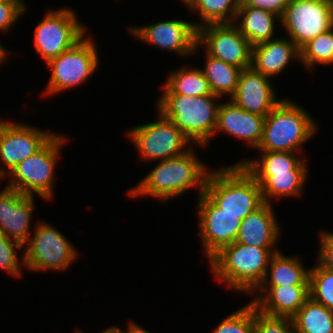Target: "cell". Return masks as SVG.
Segmentation results:
<instances>
[{
	"label": "cell",
	"mask_w": 333,
	"mask_h": 333,
	"mask_svg": "<svg viewBox=\"0 0 333 333\" xmlns=\"http://www.w3.org/2000/svg\"><path fill=\"white\" fill-rule=\"evenodd\" d=\"M310 113L289 98H282L265 117L259 151H302L318 130Z\"/></svg>",
	"instance_id": "5b68a950"
},
{
	"label": "cell",
	"mask_w": 333,
	"mask_h": 333,
	"mask_svg": "<svg viewBox=\"0 0 333 333\" xmlns=\"http://www.w3.org/2000/svg\"><path fill=\"white\" fill-rule=\"evenodd\" d=\"M86 29L85 25L77 19L75 10L51 9L36 25L34 48L47 63L80 41L85 36Z\"/></svg>",
	"instance_id": "30bf717a"
},
{
	"label": "cell",
	"mask_w": 333,
	"mask_h": 333,
	"mask_svg": "<svg viewBox=\"0 0 333 333\" xmlns=\"http://www.w3.org/2000/svg\"><path fill=\"white\" fill-rule=\"evenodd\" d=\"M234 23L250 44L254 46L274 39L276 23L280 25L281 21L280 16L265 9L239 6Z\"/></svg>",
	"instance_id": "603a6c76"
},
{
	"label": "cell",
	"mask_w": 333,
	"mask_h": 333,
	"mask_svg": "<svg viewBox=\"0 0 333 333\" xmlns=\"http://www.w3.org/2000/svg\"><path fill=\"white\" fill-rule=\"evenodd\" d=\"M33 236L24 244V265L29 271H64L74 262L78 252L58 229L37 221ZM55 270V271H54Z\"/></svg>",
	"instance_id": "ba28073f"
},
{
	"label": "cell",
	"mask_w": 333,
	"mask_h": 333,
	"mask_svg": "<svg viewBox=\"0 0 333 333\" xmlns=\"http://www.w3.org/2000/svg\"><path fill=\"white\" fill-rule=\"evenodd\" d=\"M264 119L240 108L232 100L220 102L214 136L218 132H225L243 140L251 149H256L262 139Z\"/></svg>",
	"instance_id": "ac0fdd59"
},
{
	"label": "cell",
	"mask_w": 333,
	"mask_h": 333,
	"mask_svg": "<svg viewBox=\"0 0 333 333\" xmlns=\"http://www.w3.org/2000/svg\"><path fill=\"white\" fill-rule=\"evenodd\" d=\"M240 0H196L189 11L199 13L196 28L210 23H234Z\"/></svg>",
	"instance_id": "f1b7e54d"
},
{
	"label": "cell",
	"mask_w": 333,
	"mask_h": 333,
	"mask_svg": "<svg viewBox=\"0 0 333 333\" xmlns=\"http://www.w3.org/2000/svg\"><path fill=\"white\" fill-rule=\"evenodd\" d=\"M131 35L162 50L179 56H191L198 52L197 28L186 20L171 19L143 26H130Z\"/></svg>",
	"instance_id": "9a60e30c"
},
{
	"label": "cell",
	"mask_w": 333,
	"mask_h": 333,
	"mask_svg": "<svg viewBox=\"0 0 333 333\" xmlns=\"http://www.w3.org/2000/svg\"><path fill=\"white\" fill-rule=\"evenodd\" d=\"M320 249L317 262L330 270H333V232L320 231Z\"/></svg>",
	"instance_id": "d590c367"
},
{
	"label": "cell",
	"mask_w": 333,
	"mask_h": 333,
	"mask_svg": "<svg viewBox=\"0 0 333 333\" xmlns=\"http://www.w3.org/2000/svg\"><path fill=\"white\" fill-rule=\"evenodd\" d=\"M180 1L183 2L185 7L187 6V8L189 9L196 0H180Z\"/></svg>",
	"instance_id": "60d3db41"
},
{
	"label": "cell",
	"mask_w": 333,
	"mask_h": 333,
	"mask_svg": "<svg viewBox=\"0 0 333 333\" xmlns=\"http://www.w3.org/2000/svg\"><path fill=\"white\" fill-rule=\"evenodd\" d=\"M20 3H22V5H24L25 7L27 6L26 3H24L23 0H18Z\"/></svg>",
	"instance_id": "7bdbcfd3"
},
{
	"label": "cell",
	"mask_w": 333,
	"mask_h": 333,
	"mask_svg": "<svg viewBox=\"0 0 333 333\" xmlns=\"http://www.w3.org/2000/svg\"><path fill=\"white\" fill-rule=\"evenodd\" d=\"M204 193L224 212L239 215L242 220L265 203L261 186L237 163L210 170Z\"/></svg>",
	"instance_id": "277c9868"
},
{
	"label": "cell",
	"mask_w": 333,
	"mask_h": 333,
	"mask_svg": "<svg viewBox=\"0 0 333 333\" xmlns=\"http://www.w3.org/2000/svg\"><path fill=\"white\" fill-rule=\"evenodd\" d=\"M28 125L5 119L0 122V166L6 175L56 134Z\"/></svg>",
	"instance_id": "5bb4252c"
},
{
	"label": "cell",
	"mask_w": 333,
	"mask_h": 333,
	"mask_svg": "<svg viewBox=\"0 0 333 333\" xmlns=\"http://www.w3.org/2000/svg\"><path fill=\"white\" fill-rule=\"evenodd\" d=\"M199 231L209 261L224 246L235 242L242 223L239 215L224 212L204 192L197 205Z\"/></svg>",
	"instance_id": "4fadbf2b"
},
{
	"label": "cell",
	"mask_w": 333,
	"mask_h": 333,
	"mask_svg": "<svg viewBox=\"0 0 333 333\" xmlns=\"http://www.w3.org/2000/svg\"><path fill=\"white\" fill-rule=\"evenodd\" d=\"M299 51V61L310 72L317 64H333V27L307 42Z\"/></svg>",
	"instance_id": "f546056e"
},
{
	"label": "cell",
	"mask_w": 333,
	"mask_h": 333,
	"mask_svg": "<svg viewBox=\"0 0 333 333\" xmlns=\"http://www.w3.org/2000/svg\"><path fill=\"white\" fill-rule=\"evenodd\" d=\"M75 333H83V332L78 329L75 331Z\"/></svg>",
	"instance_id": "ee69618b"
},
{
	"label": "cell",
	"mask_w": 333,
	"mask_h": 333,
	"mask_svg": "<svg viewBox=\"0 0 333 333\" xmlns=\"http://www.w3.org/2000/svg\"><path fill=\"white\" fill-rule=\"evenodd\" d=\"M249 173L261 186L262 197L265 203H272V198L301 196L308 177V170Z\"/></svg>",
	"instance_id": "7402d4cb"
},
{
	"label": "cell",
	"mask_w": 333,
	"mask_h": 333,
	"mask_svg": "<svg viewBox=\"0 0 333 333\" xmlns=\"http://www.w3.org/2000/svg\"><path fill=\"white\" fill-rule=\"evenodd\" d=\"M309 272L310 268L306 269L295 256H285L278 251L271 257L260 286H309Z\"/></svg>",
	"instance_id": "cb8c5ba5"
},
{
	"label": "cell",
	"mask_w": 333,
	"mask_h": 333,
	"mask_svg": "<svg viewBox=\"0 0 333 333\" xmlns=\"http://www.w3.org/2000/svg\"><path fill=\"white\" fill-rule=\"evenodd\" d=\"M34 197L7 186L0 191V233L23 246L32 234Z\"/></svg>",
	"instance_id": "2e32d148"
},
{
	"label": "cell",
	"mask_w": 333,
	"mask_h": 333,
	"mask_svg": "<svg viewBox=\"0 0 333 333\" xmlns=\"http://www.w3.org/2000/svg\"><path fill=\"white\" fill-rule=\"evenodd\" d=\"M256 291L251 302L270 316L292 318L310 297L309 286H259Z\"/></svg>",
	"instance_id": "d6986e66"
},
{
	"label": "cell",
	"mask_w": 333,
	"mask_h": 333,
	"mask_svg": "<svg viewBox=\"0 0 333 333\" xmlns=\"http://www.w3.org/2000/svg\"><path fill=\"white\" fill-rule=\"evenodd\" d=\"M158 120L140 124L127 131L140 158L143 160H165L184 154L190 149L191 142L159 110ZM189 146V147H188ZM187 147V148H186Z\"/></svg>",
	"instance_id": "9c48e42d"
},
{
	"label": "cell",
	"mask_w": 333,
	"mask_h": 333,
	"mask_svg": "<svg viewBox=\"0 0 333 333\" xmlns=\"http://www.w3.org/2000/svg\"><path fill=\"white\" fill-rule=\"evenodd\" d=\"M100 333H126V329L125 330H121L119 327L117 326H111L103 331H101Z\"/></svg>",
	"instance_id": "ab89813d"
},
{
	"label": "cell",
	"mask_w": 333,
	"mask_h": 333,
	"mask_svg": "<svg viewBox=\"0 0 333 333\" xmlns=\"http://www.w3.org/2000/svg\"><path fill=\"white\" fill-rule=\"evenodd\" d=\"M204 55L206 60L203 66L204 69L201 70L208 80L213 95L218 97L227 95L230 99L236 91L242 69L223 60L216 59L206 52Z\"/></svg>",
	"instance_id": "d4e9b609"
},
{
	"label": "cell",
	"mask_w": 333,
	"mask_h": 333,
	"mask_svg": "<svg viewBox=\"0 0 333 333\" xmlns=\"http://www.w3.org/2000/svg\"><path fill=\"white\" fill-rule=\"evenodd\" d=\"M96 43L86 35L73 47L46 63L51 75L42 95H55L86 82L99 66Z\"/></svg>",
	"instance_id": "52a82bcc"
},
{
	"label": "cell",
	"mask_w": 333,
	"mask_h": 333,
	"mask_svg": "<svg viewBox=\"0 0 333 333\" xmlns=\"http://www.w3.org/2000/svg\"><path fill=\"white\" fill-rule=\"evenodd\" d=\"M273 209L272 203H264L247 215L242 220L235 242L256 247H275L280 240L281 229Z\"/></svg>",
	"instance_id": "ffe728a7"
},
{
	"label": "cell",
	"mask_w": 333,
	"mask_h": 333,
	"mask_svg": "<svg viewBox=\"0 0 333 333\" xmlns=\"http://www.w3.org/2000/svg\"><path fill=\"white\" fill-rule=\"evenodd\" d=\"M280 21L288 37L300 49L333 27V0H289Z\"/></svg>",
	"instance_id": "8fae6325"
},
{
	"label": "cell",
	"mask_w": 333,
	"mask_h": 333,
	"mask_svg": "<svg viewBox=\"0 0 333 333\" xmlns=\"http://www.w3.org/2000/svg\"><path fill=\"white\" fill-rule=\"evenodd\" d=\"M21 248L24 250L22 244L0 233V269L17 278L22 276L21 269L25 267L23 255L20 260L16 252Z\"/></svg>",
	"instance_id": "d6a6232c"
},
{
	"label": "cell",
	"mask_w": 333,
	"mask_h": 333,
	"mask_svg": "<svg viewBox=\"0 0 333 333\" xmlns=\"http://www.w3.org/2000/svg\"><path fill=\"white\" fill-rule=\"evenodd\" d=\"M274 89L270 78L251 66L242 69L236 91L230 100L252 114L266 117L281 101L276 100Z\"/></svg>",
	"instance_id": "e0dca14e"
},
{
	"label": "cell",
	"mask_w": 333,
	"mask_h": 333,
	"mask_svg": "<svg viewBox=\"0 0 333 333\" xmlns=\"http://www.w3.org/2000/svg\"><path fill=\"white\" fill-rule=\"evenodd\" d=\"M293 58L299 60L300 51L290 38H274L252 46V67L270 79L284 72Z\"/></svg>",
	"instance_id": "44dd1931"
},
{
	"label": "cell",
	"mask_w": 333,
	"mask_h": 333,
	"mask_svg": "<svg viewBox=\"0 0 333 333\" xmlns=\"http://www.w3.org/2000/svg\"><path fill=\"white\" fill-rule=\"evenodd\" d=\"M26 8L18 0H0V31H10Z\"/></svg>",
	"instance_id": "e575fe53"
},
{
	"label": "cell",
	"mask_w": 333,
	"mask_h": 333,
	"mask_svg": "<svg viewBox=\"0 0 333 333\" xmlns=\"http://www.w3.org/2000/svg\"><path fill=\"white\" fill-rule=\"evenodd\" d=\"M292 333H299V332H297L295 329L292 331Z\"/></svg>",
	"instance_id": "f6af8a7d"
},
{
	"label": "cell",
	"mask_w": 333,
	"mask_h": 333,
	"mask_svg": "<svg viewBox=\"0 0 333 333\" xmlns=\"http://www.w3.org/2000/svg\"><path fill=\"white\" fill-rule=\"evenodd\" d=\"M197 44L205 52L241 69L252 66V45L235 23H210L197 28Z\"/></svg>",
	"instance_id": "7c38bea8"
},
{
	"label": "cell",
	"mask_w": 333,
	"mask_h": 333,
	"mask_svg": "<svg viewBox=\"0 0 333 333\" xmlns=\"http://www.w3.org/2000/svg\"><path fill=\"white\" fill-rule=\"evenodd\" d=\"M8 54H9V52H8L7 48H5L4 45H2L0 43V65L3 64L5 59H7Z\"/></svg>",
	"instance_id": "f35d334b"
},
{
	"label": "cell",
	"mask_w": 333,
	"mask_h": 333,
	"mask_svg": "<svg viewBox=\"0 0 333 333\" xmlns=\"http://www.w3.org/2000/svg\"><path fill=\"white\" fill-rule=\"evenodd\" d=\"M309 294L310 297L333 310V270L321 266L310 267L309 272Z\"/></svg>",
	"instance_id": "4dcf8cb0"
},
{
	"label": "cell",
	"mask_w": 333,
	"mask_h": 333,
	"mask_svg": "<svg viewBox=\"0 0 333 333\" xmlns=\"http://www.w3.org/2000/svg\"><path fill=\"white\" fill-rule=\"evenodd\" d=\"M299 333H333V310L309 297L292 317Z\"/></svg>",
	"instance_id": "4316f807"
},
{
	"label": "cell",
	"mask_w": 333,
	"mask_h": 333,
	"mask_svg": "<svg viewBox=\"0 0 333 333\" xmlns=\"http://www.w3.org/2000/svg\"><path fill=\"white\" fill-rule=\"evenodd\" d=\"M289 0H240L239 6H252L273 12L282 16Z\"/></svg>",
	"instance_id": "8d00e7d4"
},
{
	"label": "cell",
	"mask_w": 333,
	"mask_h": 333,
	"mask_svg": "<svg viewBox=\"0 0 333 333\" xmlns=\"http://www.w3.org/2000/svg\"><path fill=\"white\" fill-rule=\"evenodd\" d=\"M5 176L7 177L8 175L5 174V172L2 170V168H1V166H0V181H1L2 179H4Z\"/></svg>",
	"instance_id": "b9f144b4"
},
{
	"label": "cell",
	"mask_w": 333,
	"mask_h": 333,
	"mask_svg": "<svg viewBox=\"0 0 333 333\" xmlns=\"http://www.w3.org/2000/svg\"><path fill=\"white\" fill-rule=\"evenodd\" d=\"M157 110L170 119L184 136L199 147H207L217 126L221 99L216 95L191 97L180 94H162Z\"/></svg>",
	"instance_id": "3957f363"
},
{
	"label": "cell",
	"mask_w": 333,
	"mask_h": 333,
	"mask_svg": "<svg viewBox=\"0 0 333 333\" xmlns=\"http://www.w3.org/2000/svg\"><path fill=\"white\" fill-rule=\"evenodd\" d=\"M293 330L292 318L267 315L254 304V333H292Z\"/></svg>",
	"instance_id": "836d02e7"
},
{
	"label": "cell",
	"mask_w": 333,
	"mask_h": 333,
	"mask_svg": "<svg viewBox=\"0 0 333 333\" xmlns=\"http://www.w3.org/2000/svg\"><path fill=\"white\" fill-rule=\"evenodd\" d=\"M162 85V94H180L191 97L213 95L208 80L198 67L183 66L172 71Z\"/></svg>",
	"instance_id": "484cf974"
},
{
	"label": "cell",
	"mask_w": 333,
	"mask_h": 333,
	"mask_svg": "<svg viewBox=\"0 0 333 333\" xmlns=\"http://www.w3.org/2000/svg\"><path fill=\"white\" fill-rule=\"evenodd\" d=\"M212 333H254V303L232 312L213 328Z\"/></svg>",
	"instance_id": "1f68e13d"
},
{
	"label": "cell",
	"mask_w": 333,
	"mask_h": 333,
	"mask_svg": "<svg viewBox=\"0 0 333 333\" xmlns=\"http://www.w3.org/2000/svg\"><path fill=\"white\" fill-rule=\"evenodd\" d=\"M65 142H67V138L56 133L34 155L20 162L9 172L10 182L7 187L24 195L35 196L37 194L44 200L51 199L54 195L56 162Z\"/></svg>",
	"instance_id": "8992f818"
},
{
	"label": "cell",
	"mask_w": 333,
	"mask_h": 333,
	"mask_svg": "<svg viewBox=\"0 0 333 333\" xmlns=\"http://www.w3.org/2000/svg\"><path fill=\"white\" fill-rule=\"evenodd\" d=\"M127 329L128 330L126 333H151L150 331H147L142 326H140L138 323L134 322V320H131V322L129 321Z\"/></svg>",
	"instance_id": "74e56055"
},
{
	"label": "cell",
	"mask_w": 333,
	"mask_h": 333,
	"mask_svg": "<svg viewBox=\"0 0 333 333\" xmlns=\"http://www.w3.org/2000/svg\"><path fill=\"white\" fill-rule=\"evenodd\" d=\"M276 247H256L234 242L224 246L208 262L217 281L230 289L253 295L265 279Z\"/></svg>",
	"instance_id": "7a4b0ae2"
},
{
	"label": "cell",
	"mask_w": 333,
	"mask_h": 333,
	"mask_svg": "<svg viewBox=\"0 0 333 333\" xmlns=\"http://www.w3.org/2000/svg\"><path fill=\"white\" fill-rule=\"evenodd\" d=\"M192 148L180 156L159 161L136 187L128 190V196H152L166 203L196 186L200 196L210 170Z\"/></svg>",
	"instance_id": "6da1fadb"
},
{
	"label": "cell",
	"mask_w": 333,
	"mask_h": 333,
	"mask_svg": "<svg viewBox=\"0 0 333 333\" xmlns=\"http://www.w3.org/2000/svg\"><path fill=\"white\" fill-rule=\"evenodd\" d=\"M260 152V159H242L238 161L237 164H241L248 172H288L289 170H308V165L305 162L306 159L296 156L297 152Z\"/></svg>",
	"instance_id": "83f0119b"
}]
</instances>
